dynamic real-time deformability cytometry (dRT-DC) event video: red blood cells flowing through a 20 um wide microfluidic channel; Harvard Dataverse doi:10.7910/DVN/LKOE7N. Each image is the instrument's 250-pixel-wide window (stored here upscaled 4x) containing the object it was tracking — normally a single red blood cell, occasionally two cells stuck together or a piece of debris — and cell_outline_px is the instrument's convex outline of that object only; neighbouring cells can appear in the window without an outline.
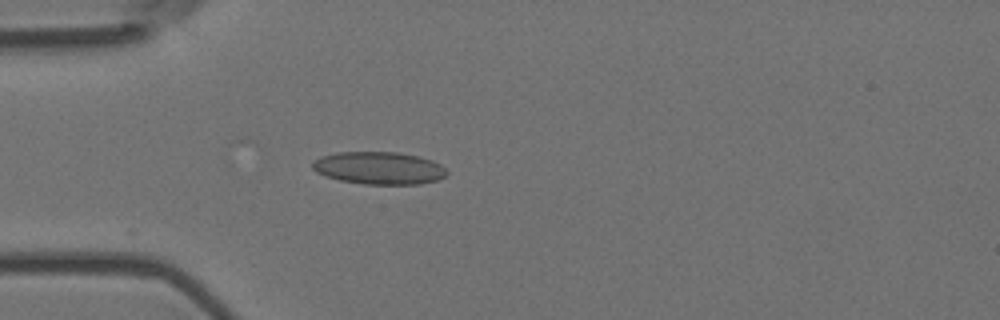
{"species": "Egyptian fruit bat (a non-hibernating species)", "species_latin": "Rousettus aegyptiacus", "temperature_condition": "room temperature", "stored_images_in_passage": 5, "camera_frame_rate_fps": 3000, "um_per_image_px": 0.085, "animal": {"sex": "female"}, "frame": {"image": 1, "passage_image": 5, "time_ms": 1.333, "image_size_px": [1000, 320], "cell_outline_px": [[448, 172], [444, 176], [436, 180], [420, 184], [364, 184], [340, 180], [316, 172], [312, 168], [312, 160], [320, 156], [336, 152], [400, 152], [432, 160], [440, 164]], "centroid_in_image_um": [32.19, 14.27], "position_along_channel_um": 52.8, "area_um2": 25.43}}